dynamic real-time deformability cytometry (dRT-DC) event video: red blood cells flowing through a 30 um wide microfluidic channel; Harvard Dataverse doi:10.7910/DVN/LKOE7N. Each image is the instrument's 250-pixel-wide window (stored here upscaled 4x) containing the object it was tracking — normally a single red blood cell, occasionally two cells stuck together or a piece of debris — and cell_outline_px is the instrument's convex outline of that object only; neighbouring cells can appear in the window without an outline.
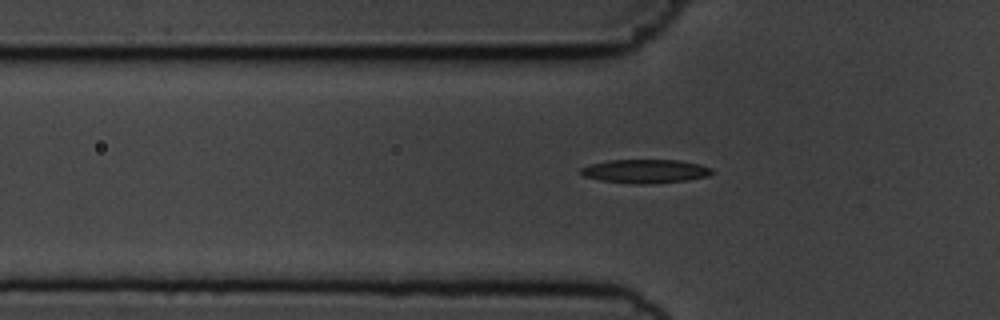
{"species": "common noctule bat (a hibernating species)", "species_latin": "Nyctalus noctula", "temperature_condition": "cold", "stored_images_in_passage": 40, "camera_frame_rate_fps": 3000, "um_per_image_px": 0.085, "animal": {"sex": "male", "body_mass_g": 19.5, "forearm_length_mm": 54.6}, "frame": {"image": 1, "passage_image": 8, "time_ms": 2.333, "image_size_px": [1000, 320], "cell_outline_px": [[716, 172], [708, 176], [688, 180], [648, 184], [640, 184], [600, 180], [584, 176], [580, 172], [580, 168], [592, 164], [608, 160], [680, 160], [700, 164], [712, 168]], "centroid_in_image_um": [54.91, 14.55], "position_along_channel_um": 70.9, "area_um2": 18.15}}
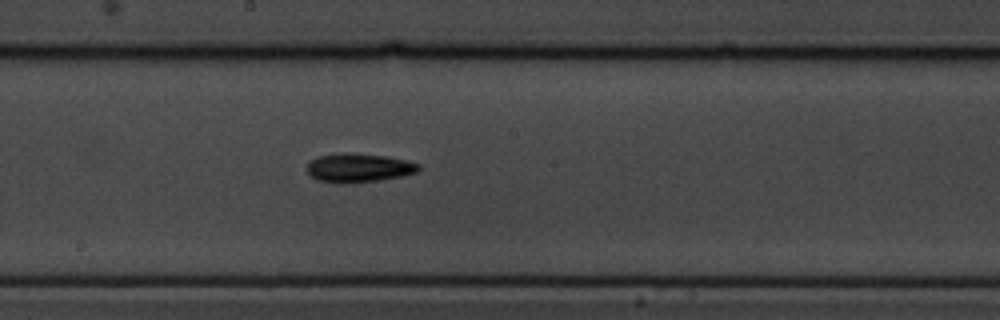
{"frame": {"image": 2, "passage_image": 20, "time_ms": 6.333, "image_size_px": [1000, 320], "cell_outline_px": [[420, 168], [416, 172], [400, 176], [380, 180], [344, 184], [316, 180], [308, 176], [308, 164], [316, 156], [340, 152], [344, 152], [388, 156], [408, 160], [420, 164]], "centroid_in_image_um": [30.46, 14.26], "position_along_channel_um": 217.7, "area_um2": 19.02}}
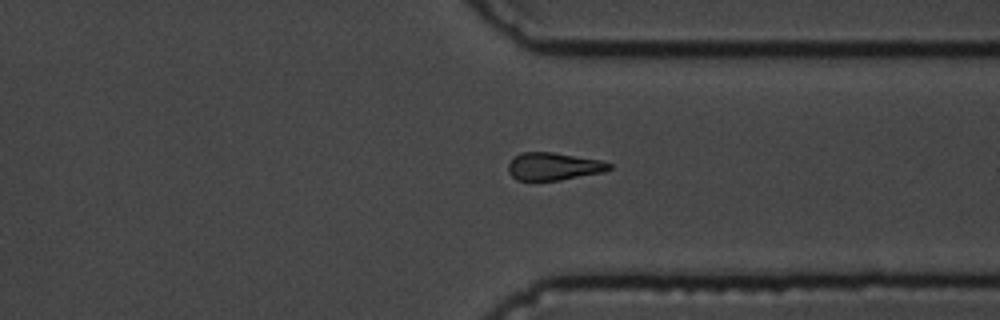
{"frame": {"image": 3, "passage_image": 32, "time_ms": 10.333, "image_size_px": [1000, 320], "cell_outline_px": [[612, 168], [604, 172], [560, 180], [516, 180], [508, 172], [508, 164], [520, 152], [552, 152], [600, 160], [612, 164]], "centroid_in_image_um": [47.06, 14.14], "position_along_channel_um": 364.3, "area_um2": 16.18}}